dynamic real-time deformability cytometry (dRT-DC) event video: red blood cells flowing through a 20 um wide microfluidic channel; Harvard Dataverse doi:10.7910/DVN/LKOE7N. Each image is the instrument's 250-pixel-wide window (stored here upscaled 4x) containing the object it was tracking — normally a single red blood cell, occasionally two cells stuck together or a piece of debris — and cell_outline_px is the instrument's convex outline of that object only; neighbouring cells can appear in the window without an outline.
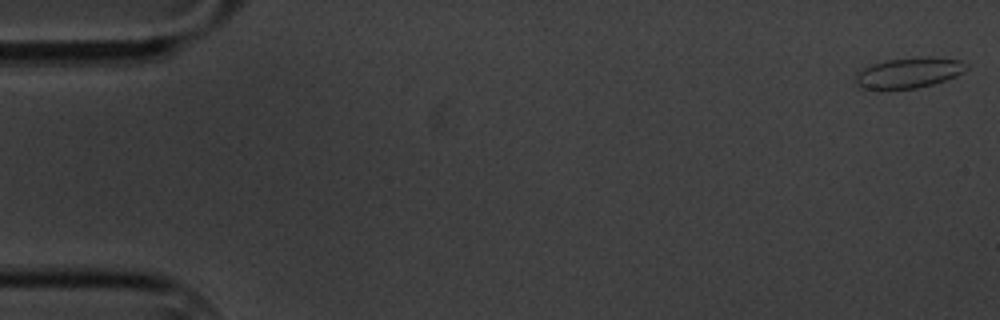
{"species": "common noctule bat (a hibernating species)", "species_latin": "Nyctalus noctula", "temperature_condition": "cold", "stored_images_in_passage": 59, "camera_frame_rate_fps": 3000, "um_per_image_px": 0.085, "animal": {"sex": "male", "body_mass_g": 20.1, "forearm_length_mm": 53.5}, "frame": {"image": 1, "passage_image": 1, "time_ms": 0.0, "image_size_px": [1000, 320], "cell_outline_px": [[968, 68], [964, 72], [956, 76], [932, 84], [916, 88], [864, 88], [852, 84], [856, 72], [860, 68], [872, 64], [888, 60], [920, 56], [932, 56], [960, 60], [968, 64]], "centroid_in_image_um": [77.23, 6.16], "position_along_channel_um": 7.8, "area_um2": 19.88}}
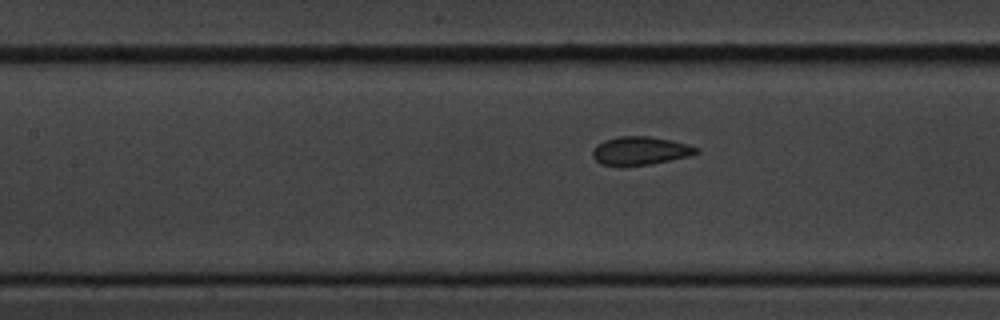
{"frame": {"image": 2, "passage_image": 26, "time_ms": 8.333, "image_size_px": [1000, 320], "cell_outline_px": [[700, 152], [688, 156], [652, 164], [620, 168], [600, 164], [592, 156], [592, 148], [596, 144], [604, 140], [620, 136], [648, 136], [672, 140], [688, 144], [700, 148]], "centroid_in_image_um": [54.38, 12.84], "position_along_channel_um": 153.0, "area_um2": 17.69}}
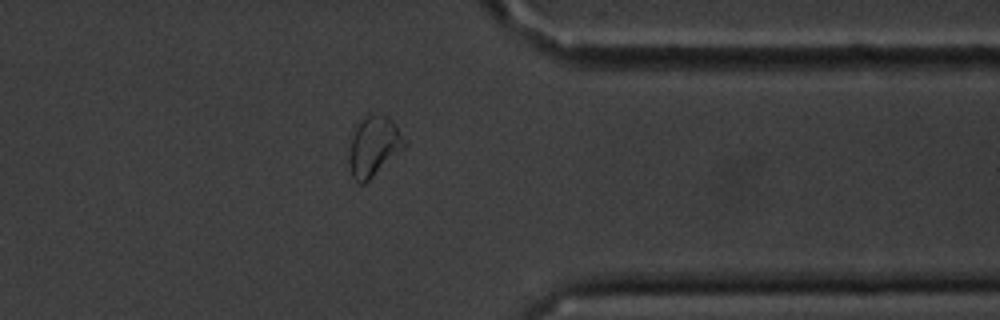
{"frame": {"image": 3, "passage_image": 47, "time_ms": 15.333, "image_size_px": [1000, 320], "cell_outline_px": [[408, 144], [404, 148], [364, 184], [360, 184], [352, 176], [348, 164], [348, 160], [352, 136], [360, 120], [368, 112], [372, 112], [388, 116], [392, 120]], "centroid_in_image_um": [31.76, 12.4], "position_along_channel_um": 379.6, "area_um2": 19.36}, "authors_computed_cell_mechanics": {"area_um2": 17.8602, "velocity_mm_per_s": 3.3579, "shape_relaxation_time_tau1_ms": 6.752, "shape_relaxation_time_tau2_ms": 0.7177, "deformation_change_tau1": 0.0991, "deformation_change_tau2": 0.0649}}